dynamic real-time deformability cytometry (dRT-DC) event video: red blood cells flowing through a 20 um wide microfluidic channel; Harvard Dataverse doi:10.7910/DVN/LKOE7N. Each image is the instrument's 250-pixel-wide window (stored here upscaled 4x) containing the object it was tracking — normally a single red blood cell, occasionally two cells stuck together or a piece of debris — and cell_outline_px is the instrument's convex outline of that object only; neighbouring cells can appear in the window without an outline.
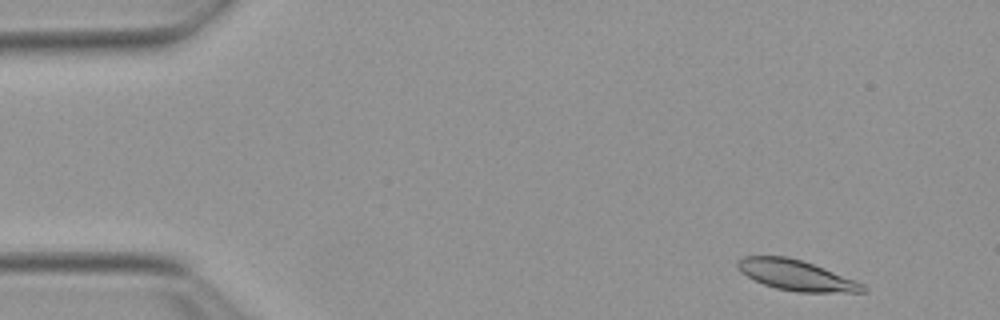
{"species": "Egyptian fruit bat (a non-hibernating species)", "species_latin": "Rousettus aegyptiacus", "temperature_condition": "warm", "stored_images_in_passage": 9, "camera_frame_rate_fps": 3000, "um_per_image_px": 0.085, "animal": {"sex": "female"}, "frame": {"image": 1, "passage_image": 3, "time_ms": 0.667, "image_size_px": [1000, 320], "cell_outline_px": [[868, 292], [796, 292], [776, 288], [764, 284], [740, 272], [736, 264], [736, 260], [744, 256], [788, 256], [824, 268], [864, 284], [868, 288]], "centroid_in_image_um": [67.67, 23.39], "position_along_channel_um": 17.3, "area_um2": 22.08}}